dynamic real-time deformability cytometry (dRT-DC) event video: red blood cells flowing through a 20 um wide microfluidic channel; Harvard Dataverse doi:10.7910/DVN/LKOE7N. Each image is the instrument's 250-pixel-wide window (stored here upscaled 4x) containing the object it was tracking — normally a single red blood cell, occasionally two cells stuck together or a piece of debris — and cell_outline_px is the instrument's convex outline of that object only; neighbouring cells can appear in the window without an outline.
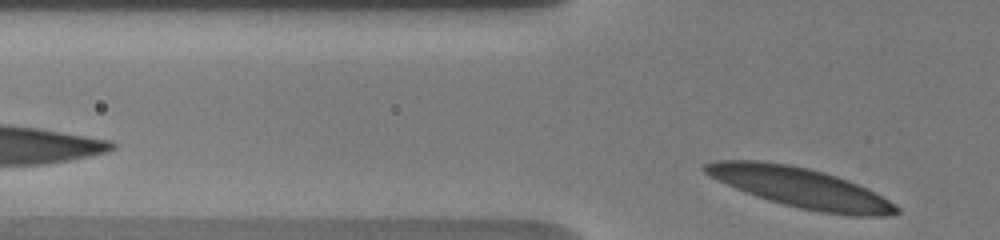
{"species": "human", "species_latin": "Homo sapiens", "temperature_condition": "warm", "stored_images_in_passage": 3, "segment_of_instrument_passage": [2, 2], "camera_frame_rate_fps": 3000, "um_per_image_px": 0.085, "donor": {"sex": "male"}, "frame": {"image": 1, "passage_image": 3, "time_ms": 1.667, "image_size_px": [1000, 240], "cell_outline_px": [[900, 212], [884, 216], [852, 216], [820, 212], [800, 208], [784, 204], [736, 188], [704, 172], [700, 168], [704, 164], [716, 160], [760, 160], [788, 164], [808, 168], [824, 172], [848, 180], [888, 200], [900, 208]], "centroid_in_image_um": [68.05, 15.94], "position_along_channel_um": 57.8, "area_um2": 43.58}}